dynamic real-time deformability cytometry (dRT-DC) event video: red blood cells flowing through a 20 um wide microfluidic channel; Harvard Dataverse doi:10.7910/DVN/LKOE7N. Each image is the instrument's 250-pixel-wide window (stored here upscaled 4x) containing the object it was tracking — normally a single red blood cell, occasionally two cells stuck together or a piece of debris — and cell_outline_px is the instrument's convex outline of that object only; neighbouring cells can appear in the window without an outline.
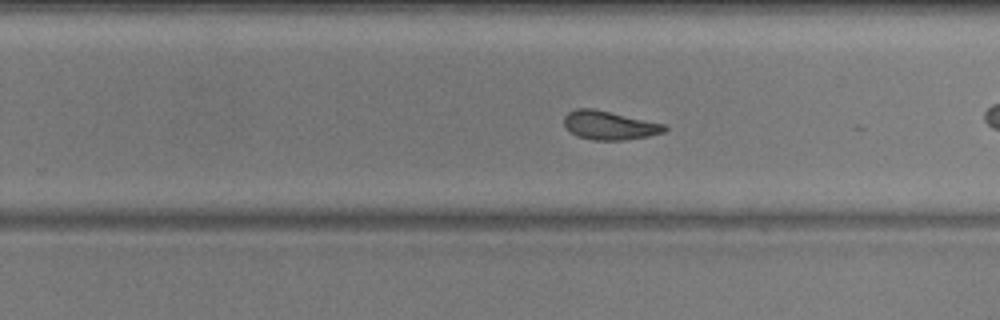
{"species": "common noctule bat (a hibernating species)", "species_latin": "Nyctalus noctula", "temperature_condition": "warm", "stored_images_in_passage": 38, "camera_frame_rate_fps": 3000, "um_per_image_px": 0.085, "animal": {"sex": "male", "body_mass_g": 20.5, "forearm_length_mm": 52.5}, "frame": {"image": 1, "passage_image": 17, "time_ms": 5.333, "image_size_px": [1000, 320], "cell_outline_px": [[668, 128], [664, 132], [648, 136], [624, 140], [592, 140], [576, 136], [564, 124], [564, 116], [568, 112], [576, 108], [592, 108], [664, 124]], "centroid_in_image_um": [51.78, 10.65], "position_along_channel_um": 278.0, "area_um2": 16.65}, "authors_computed_cell_mechanics": {"area_um2": 17.4556, "velocity_mm_per_s": 3.6734, "shape_relaxation_time_tau1_ms": 3.269, "shape_relaxation_time_tau2_ms": 1.5331, "deformation_change_tau1": 0.1177, "deformation_change_tau2": 0.0458}}